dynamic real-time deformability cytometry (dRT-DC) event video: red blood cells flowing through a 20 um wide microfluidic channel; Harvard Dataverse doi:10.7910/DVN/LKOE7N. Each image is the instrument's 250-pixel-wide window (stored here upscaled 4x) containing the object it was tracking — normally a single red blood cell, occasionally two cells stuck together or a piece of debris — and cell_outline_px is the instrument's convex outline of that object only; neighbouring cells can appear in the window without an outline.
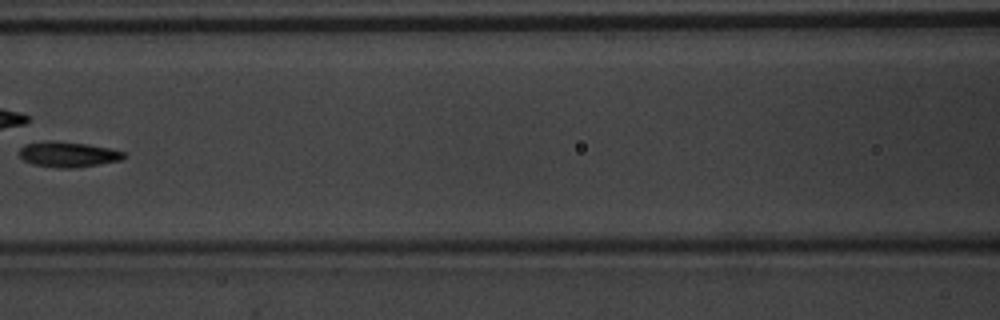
{"species": "common noctule bat (a hibernating species)", "species_latin": "Nyctalus noctula", "temperature_condition": "warm", "stored_images_in_passage": 8, "camera_frame_rate_fps": 3000, "um_per_image_px": 0.085, "animal": {"sex": "male", "body_mass_g": 20.1, "forearm_length_mm": 53.5}, "frame": {"image": 1, "passage_image": 7, "time_ms": 2.0, "image_size_px": [1000, 320], "cell_outline_px": [[128, 156], [120, 160], [76, 168], [60, 168], [32, 164], [24, 160], [20, 156], [20, 148], [24, 144], [52, 140], [88, 144], [112, 148], [124, 152]], "centroid_in_image_um": [5.81, 13.11], "position_along_channel_um": 160.8, "area_um2": 15.55}}